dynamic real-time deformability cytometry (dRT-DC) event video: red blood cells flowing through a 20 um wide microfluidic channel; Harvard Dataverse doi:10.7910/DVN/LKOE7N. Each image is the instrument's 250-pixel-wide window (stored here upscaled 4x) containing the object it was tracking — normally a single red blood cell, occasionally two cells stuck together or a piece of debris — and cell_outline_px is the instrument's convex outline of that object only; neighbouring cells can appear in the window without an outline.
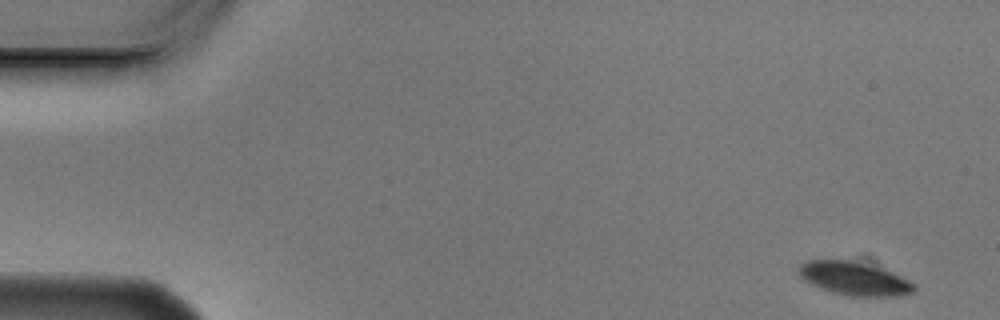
{"species": "Egyptian fruit bat (a non-hibernating species)", "species_latin": "Rousettus aegyptiacus", "temperature_condition": "cold", "stored_images_in_passage": 4, "camera_frame_rate_fps": 3000, "um_per_image_px": 0.085, "animal": {"sex": "male"}, "frame": {"image": 1, "passage_image": 1, "time_ms": 0.0, "image_size_px": [1000, 320], "cell_outline_px": [[916, 288], [912, 292], [896, 296], [848, 296], [832, 292], [820, 288], [804, 280], [800, 276], [800, 264], [808, 260], [864, 256], [916, 284]], "centroid_in_image_um": [72.67, 23.57], "position_along_channel_um": 12.3, "area_um2": 24.04}}
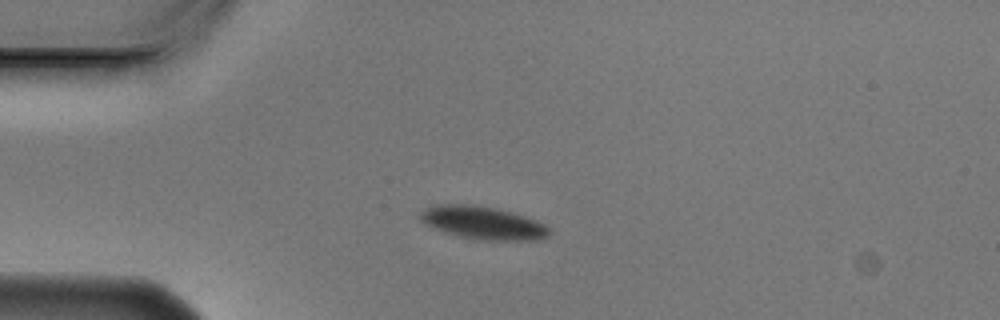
{"frame": {"image": 2, "passage_image": 4, "time_ms": 1.0, "image_size_px": [1000, 320], "cell_outline_px": [[552, 232], [548, 236], [540, 240], [480, 240], [460, 236], [444, 232], [420, 220], [420, 212], [424, 208], [436, 204], [468, 204], [496, 208], [524, 216], [536, 220], [544, 224]], "centroid_in_image_um": [41.06, 18.94], "position_along_channel_um": 43.9, "area_um2": 24.62}}